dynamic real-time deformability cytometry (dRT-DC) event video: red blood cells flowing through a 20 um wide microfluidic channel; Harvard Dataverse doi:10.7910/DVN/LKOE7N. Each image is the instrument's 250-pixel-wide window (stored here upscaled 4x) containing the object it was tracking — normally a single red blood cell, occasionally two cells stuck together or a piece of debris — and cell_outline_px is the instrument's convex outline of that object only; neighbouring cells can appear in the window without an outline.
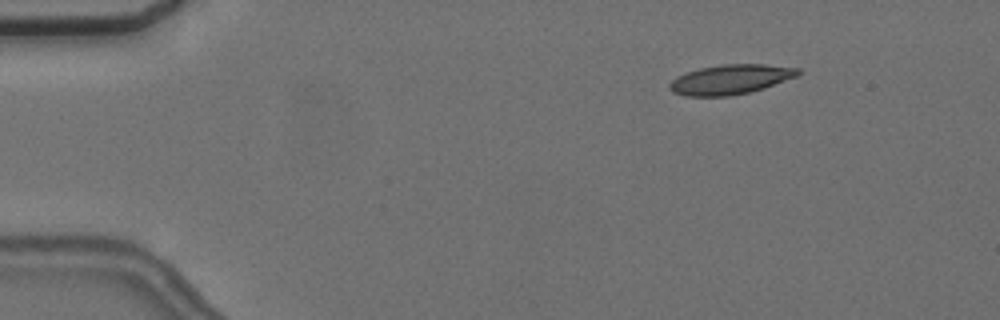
{"species": "common noctule bat (a hibernating species)", "species_latin": "Nyctalus noctula", "temperature_condition": "cold", "stored_images_in_passage": 5, "camera_frame_rate_fps": 3000, "um_per_image_px": 0.085, "animal": {"sex": "female", "body_mass_g": 24.6, "forearm_length_mm": 56.2}, "frame": {"image": 1, "passage_image": 3, "time_ms": 2.333, "image_size_px": [1000, 320], "cell_outline_px": [[800, 72], [796, 76], [764, 88], [748, 92], [728, 96], [684, 96], [672, 92], [668, 88], [668, 84], [676, 76], [700, 68], [720, 64], [764, 64], [800, 68]], "centroid_in_image_um": [62.05, 6.75], "position_along_channel_um": 23.0, "area_um2": 22.2}}